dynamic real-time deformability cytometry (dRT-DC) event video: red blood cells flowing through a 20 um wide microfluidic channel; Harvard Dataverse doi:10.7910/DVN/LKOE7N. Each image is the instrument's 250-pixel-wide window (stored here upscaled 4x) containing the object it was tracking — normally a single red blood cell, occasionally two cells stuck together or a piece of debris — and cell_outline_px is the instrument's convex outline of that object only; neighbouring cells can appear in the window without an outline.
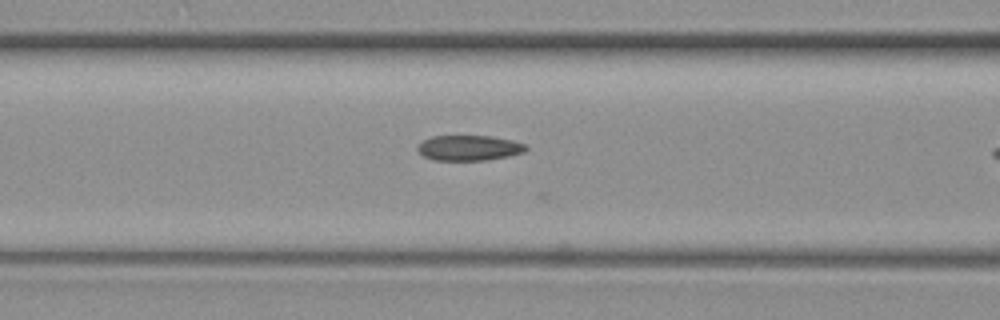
{"species": "common noctule bat (a hibernating species)", "species_latin": "Nyctalus noctula", "temperature_condition": "warm", "stored_images_in_passage": 15, "camera_frame_rate_fps": 3000, "um_per_image_px": 0.085, "animal": {"sex": "female", "body_mass_g": 19.3, "forearm_length_mm": 54.1}, "frame": {"image": 1, "passage_image": 11, "time_ms": 3.333, "image_size_px": [1000, 320], "cell_outline_px": [[528, 148], [524, 152], [508, 156], [488, 160], [432, 160], [424, 156], [416, 148], [424, 140], [432, 136], [492, 136], [512, 140], [528, 144]], "centroid_in_image_um": [39.91, 12.57], "position_along_channel_um": 126.7, "area_um2": 16.01}}
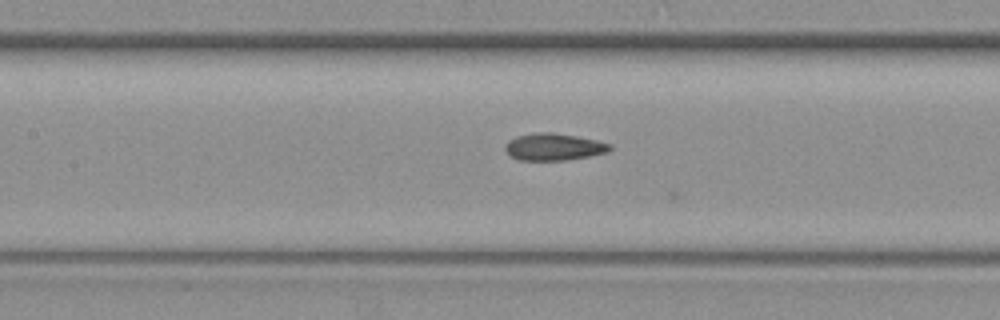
{"frame": {"image": 2, "passage_image": 14, "time_ms": 4.333, "image_size_px": [1000, 320], "cell_outline_px": [[612, 148], [608, 152], [588, 156], [564, 160], [520, 160], [512, 156], [504, 148], [504, 144], [508, 140], [516, 136], [536, 132], [552, 132], [576, 136], [596, 140], [612, 144]], "centroid_in_image_um": [47.06, 12.47], "position_along_channel_um": 160.3, "area_um2": 16.47}}